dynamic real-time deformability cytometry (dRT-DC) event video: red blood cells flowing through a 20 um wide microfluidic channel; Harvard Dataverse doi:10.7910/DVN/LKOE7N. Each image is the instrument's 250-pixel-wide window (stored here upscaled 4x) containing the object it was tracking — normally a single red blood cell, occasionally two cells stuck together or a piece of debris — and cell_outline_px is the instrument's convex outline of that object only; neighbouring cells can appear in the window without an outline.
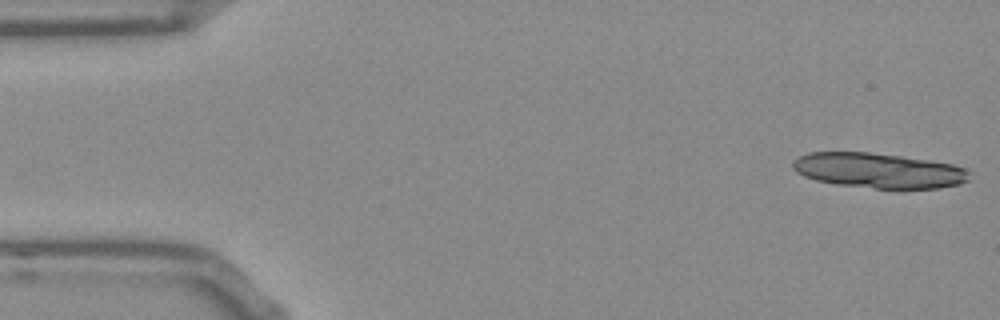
{"species": "Egyptian fruit bat (a non-hibernating species)", "species_latin": "Rousettus aegyptiacus", "temperature_condition": "room temperature", "stored_images_in_passage": 14, "camera_frame_rate_fps": 3000, "um_per_image_px": 0.085, "frame": {"image": 1, "passage_image": 1, "time_ms": 0.0, "image_size_px": [1000, 320], "cell_outline_px": [[968, 180], [960, 184], [940, 188], [896, 192], [836, 184], [816, 180], [804, 176], [796, 172], [792, 168], [792, 160], [808, 152], [868, 152], [900, 156], [928, 160], [952, 164], [964, 168], [968, 172]], "centroid_in_image_um": [74.69, 14.54], "position_along_channel_um": 10.3, "area_um2": 37.11}}